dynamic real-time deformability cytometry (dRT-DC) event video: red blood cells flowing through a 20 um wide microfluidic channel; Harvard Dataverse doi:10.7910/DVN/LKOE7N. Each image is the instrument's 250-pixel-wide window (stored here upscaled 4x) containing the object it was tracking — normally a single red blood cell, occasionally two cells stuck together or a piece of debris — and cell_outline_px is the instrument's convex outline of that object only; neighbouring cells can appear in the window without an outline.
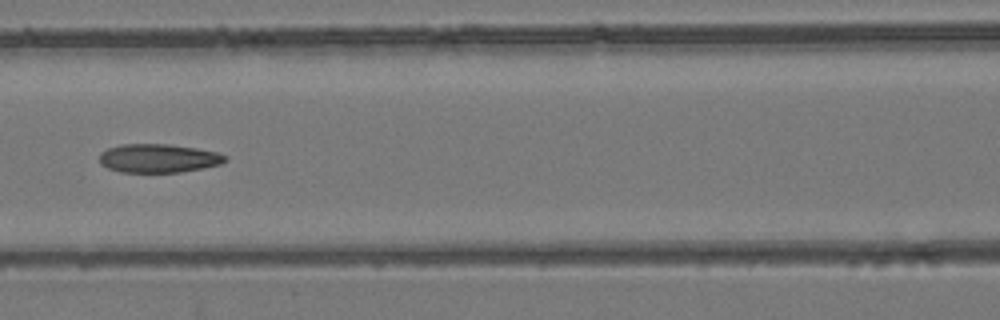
{"species": "common noctule bat (a hibernating species)", "species_latin": "Nyctalus noctula", "temperature_condition": "room temperature", "stored_images_in_passage": 23, "camera_frame_rate_fps": 3000, "um_per_image_px": 0.085, "animal": {"sex": "female", "body_mass_g": 24.6, "forearm_length_mm": 56.2}, "frame": {"image": 1, "passage_image": 20, "time_ms": 6.333, "image_size_px": [1000, 320], "cell_outline_px": [[228, 160], [220, 164], [180, 172], [120, 172], [108, 168], [100, 164], [100, 152], [108, 148], [120, 144], [168, 144], [196, 148], [216, 152], [228, 156]], "centroid_in_image_um": [13.45, 13.45], "position_along_channel_um": 153.2, "area_um2": 20.98}}